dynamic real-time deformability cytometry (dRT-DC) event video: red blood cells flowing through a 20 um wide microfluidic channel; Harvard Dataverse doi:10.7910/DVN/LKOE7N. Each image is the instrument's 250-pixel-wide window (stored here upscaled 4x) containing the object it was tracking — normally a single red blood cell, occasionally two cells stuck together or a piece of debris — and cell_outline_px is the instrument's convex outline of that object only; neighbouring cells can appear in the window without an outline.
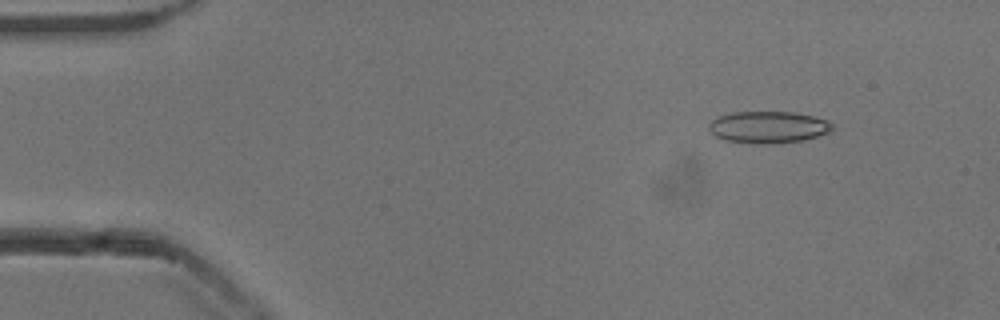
{"species": "common noctule bat (a hibernating species)", "species_latin": "Nyctalus noctula", "temperature_condition": "cold", "stored_images_in_passage": 53, "camera_frame_rate_fps": 3000, "um_per_image_px": 0.085, "animal": {"sex": "male", "body_mass_g": 13.3}, "frame": {"image": 1, "passage_image": 6, "time_ms": 1.667, "image_size_px": [1000, 320], "cell_outline_px": [[836, 128], [828, 132], [804, 140], [760, 144], [724, 140], [716, 136], [708, 128], [708, 124], [716, 116], [732, 112], [792, 112], [812, 116], [828, 120]], "centroid_in_image_um": [65.28, 10.79], "position_along_channel_um": 19.7, "area_um2": 22.83}}
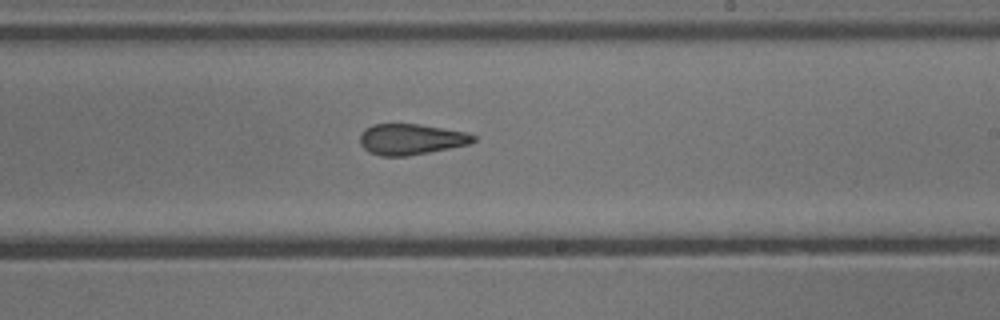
{"frame": {"image": 2, "passage_image": 31, "time_ms": 10.0, "image_size_px": [1000, 320], "cell_outline_px": [[476, 140], [468, 144], [428, 152], [404, 156], [380, 156], [368, 152], [360, 144], [360, 136], [364, 128], [372, 124], [420, 124], [468, 132], [476, 136]], "centroid_in_image_um": [34.91, 11.82], "position_along_channel_um": 254.1, "area_um2": 20.4}}
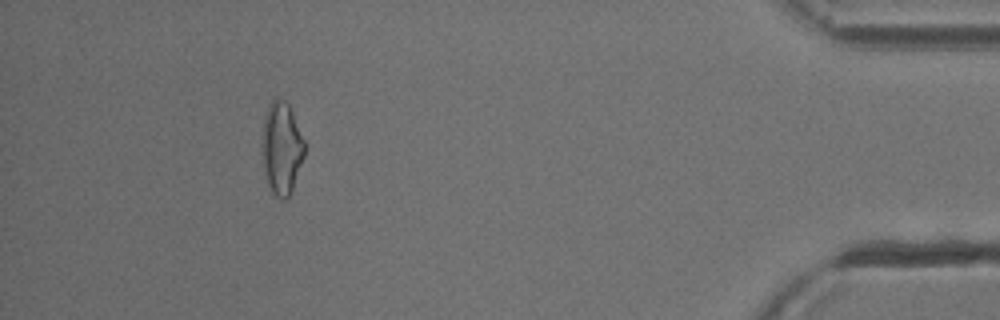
{"frame": {"image": 3, "passage_image": 48, "time_ms": 15.667, "image_size_px": [1000, 320], "cell_outline_px": [[304, 156], [292, 188], [288, 196], [284, 200], [280, 200], [272, 192], [268, 184], [264, 168], [260, 144], [264, 112], [268, 104], [276, 96], [284, 100], [288, 104], [292, 112], [304, 140]], "centroid_in_image_um": [23.89, 12.54], "position_along_channel_um": 411.3, "area_um2": 23.06}, "authors_computed_cell_mechanics": {"area_um2": 21.5594, "velocity_mm_per_s": 3.8716, "shape_relaxation_time_tau1_ms": 8.0873, "shape_relaxation_time_tau2_ms": 3.0299, "deformation_change_tau1": 0.1624, "deformation_change_tau2": 0.1231}}